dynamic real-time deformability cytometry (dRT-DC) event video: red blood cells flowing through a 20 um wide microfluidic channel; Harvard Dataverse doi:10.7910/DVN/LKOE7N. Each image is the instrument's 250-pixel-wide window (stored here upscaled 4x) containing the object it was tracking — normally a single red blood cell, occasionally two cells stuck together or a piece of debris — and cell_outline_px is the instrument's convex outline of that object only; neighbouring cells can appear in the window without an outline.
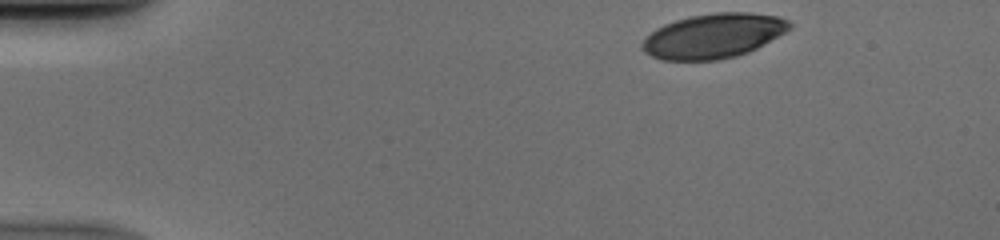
{"species": "human", "species_latin": "Homo sapiens", "temperature_condition": "cold", "stored_images_in_passage": 39, "camera_frame_rate_fps": 3000, "um_per_image_px": 0.085, "donor": {"sex": "male"}, "frame": {"image": 1, "passage_image": 1, "time_ms": 0.0, "image_size_px": [1000, 240], "cell_outline_px": [[792, 28], [756, 48], [748, 52], [736, 56], [716, 60], [660, 60], [644, 52], [640, 48], [640, 44], [644, 36], [656, 28], [664, 24], [688, 16], [716, 12], [752, 12], [780, 16], [788, 20], [792, 24]], "centroid_in_image_um": [60.61, 3.04], "position_along_channel_um": 24.4, "area_um2": 38.67}}
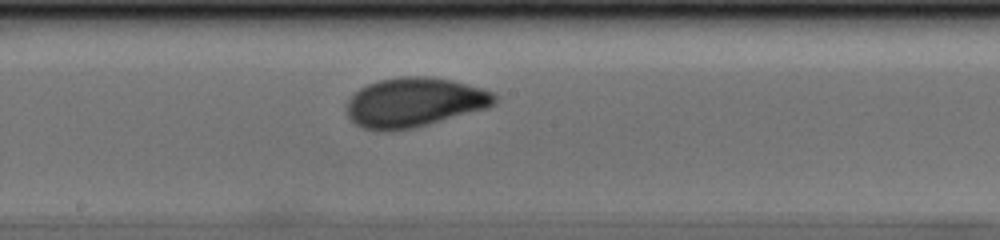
{"frame": {"image": 2, "passage_image": 22, "time_ms": 7.0, "image_size_px": [1000, 240], "cell_outline_px": [[500, 100], [496, 104], [488, 108], [416, 128], [384, 132], [364, 128], [356, 124], [348, 116], [344, 108], [352, 92], [368, 84], [380, 80], [400, 76], [424, 76], [452, 80], [484, 88], [496, 92], [500, 96]], "centroid_in_image_um": [35.26, 8.7], "position_along_channel_um": 212.9, "area_um2": 43.52}}
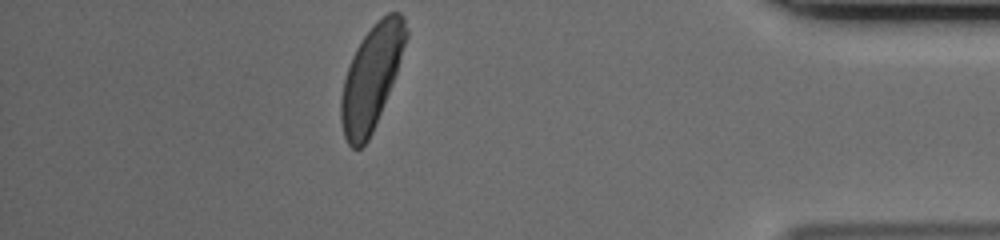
{"frame": {"image": 3, "passage_image": 39, "time_ms": 12.667, "image_size_px": [1000, 240], "cell_outline_px": [[408, 36], [392, 84], [372, 132], [368, 140], [360, 148], [352, 148], [348, 144], [344, 136], [340, 120], [340, 100], [344, 80], [352, 56], [356, 48], [364, 36], [388, 12], [400, 12], [404, 16], [408, 28]], "centroid_in_image_um": [31.57, 6.58], "position_along_channel_um": 403.6, "area_um2": 38.61}}